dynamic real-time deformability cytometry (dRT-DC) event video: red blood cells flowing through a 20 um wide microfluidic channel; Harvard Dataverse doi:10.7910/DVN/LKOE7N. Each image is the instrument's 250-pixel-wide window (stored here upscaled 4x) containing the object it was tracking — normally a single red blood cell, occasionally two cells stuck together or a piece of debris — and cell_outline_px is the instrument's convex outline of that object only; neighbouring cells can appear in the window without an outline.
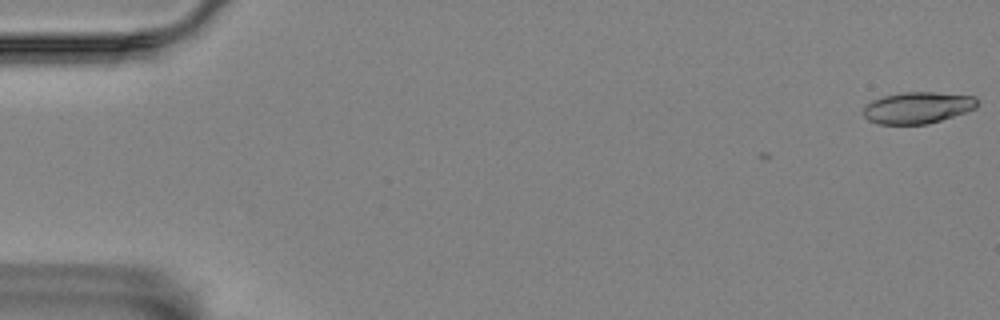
{"species": "Egyptian fruit bat (a non-hibernating species)", "species_latin": "Rousettus aegyptiacus", "temperature_condition": "room temperature", "stored_images_in_passage": 9, "camera_frame_rate_fps": 3000, "um_per_image_px": 0.085, "animal": {"sex": "female"}, "frame": {"image": 1, "passage_image": 1, "time_ms": 0.0, "image_size_px": [1000, 320], "cell_outline_px": [[976, 108], [928, 124], [880, 124], [868, 120], [864, 116], [864, 108], [872, 100], [884, 96], [900, 92], [936, 92], [972, 96], [976, 100]], "centroid_in_image_um": [77.96, 9.15], "position_along_channel_um": 7.0, "area_um2": 20.63}}